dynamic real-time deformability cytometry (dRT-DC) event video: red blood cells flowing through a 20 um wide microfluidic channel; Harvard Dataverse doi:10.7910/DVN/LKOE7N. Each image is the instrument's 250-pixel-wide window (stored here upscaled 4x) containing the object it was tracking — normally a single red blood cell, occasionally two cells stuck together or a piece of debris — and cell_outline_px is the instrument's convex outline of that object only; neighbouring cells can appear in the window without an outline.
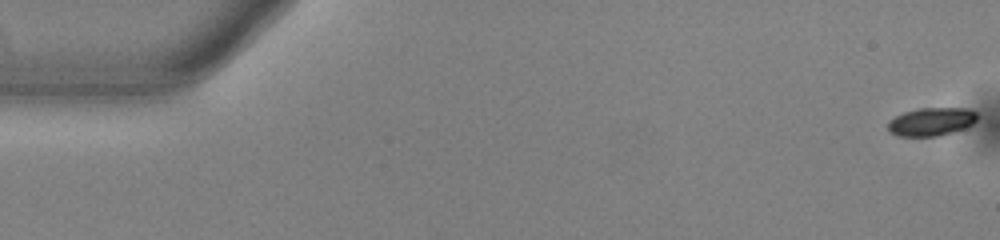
{"species": "common noctule bat (a hibernating species)", "species_latin": "Nyctalus noctula", "temperature_condition": "warm", "stored_images_in_passage": 54, "camera_frame_rate_fps": 3000, "um_per_image_px": 0.085, "animal": {"sex": "male", "body_mass_g": 13.0, "forearm_length_mm": 53.1}, "frame": {"image": 1, "passage_image": 1, "time_ms": 0.0, "image_size_px": [1000, 240], "cell_outline_px": [[976, 120], [972, 124], [964, 128], [936, 136], [900, 136], [888, 132], [888, 120], [904, 112], [920, 108], [968, 108], [976, 112]], "centroid_in_image_um": [79.14, 10.33], "position_along_channel_um": 5.9, "area_um2": 14.57}}
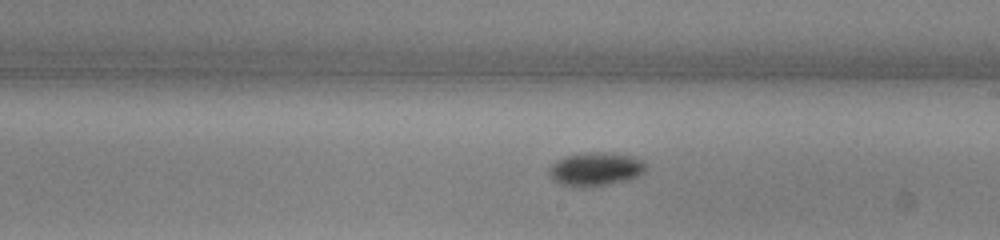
{"frame": {"image": 2, "passage_image": 31, "time_ms": 10.0, "image_size_px": [1000, 240], "cell_outline_px": [[648, 168], [644, 172], [628, 180], [608, 184], [584, 188], [580, 188], [560, 184], [548, 172], [548, 168], [552, 164], [564, 156], [584, 152], [608, 152], [632, 156], [644, 160], [648, 164]], "centroid_in_image_um": [50.66, 14.36], "position_along_channel_um": 238.3, "area_um2": 19.19}}
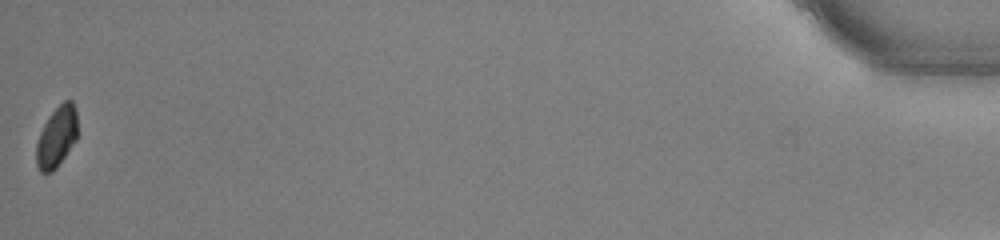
{"frame": {"image": 3, "passage_image": 54, "time_ms": 17.667, "image_size_px": [1000, 240], "cell_outline_px": [[76, 140], [56, 168], [52, 172], [40, 172], [36, 164], [36, 144], [40, 132], [48, 116], [64, 100], [72, 100], [76, 108]], "centroid_in_image_um": [4.8, 11.63], "position_along_channel_um": 430.4, "area_um2": 14.51}, "authors_computed_cell_mechanics": {"area_um2": 16.1551, "velocity_mm_per_s": 3.8502, "shape_relaxation_time_tau1_ms": 2.8133, "shape_relaxation_time_tau2_ms": null, "deformation_change_tau1": 0.1388, "deformation_change_tau2": null}}